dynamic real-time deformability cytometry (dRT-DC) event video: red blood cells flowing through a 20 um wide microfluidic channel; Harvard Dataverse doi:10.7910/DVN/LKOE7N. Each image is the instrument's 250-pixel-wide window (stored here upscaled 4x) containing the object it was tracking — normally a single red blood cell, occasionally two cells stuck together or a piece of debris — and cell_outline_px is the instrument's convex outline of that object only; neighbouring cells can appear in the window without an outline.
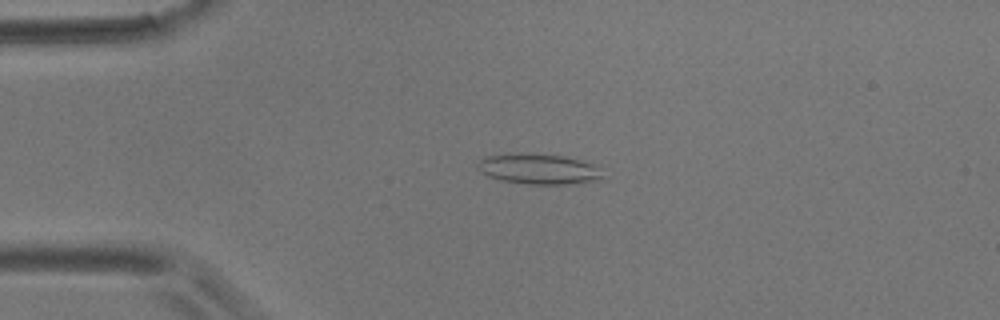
{"species": "common noctule bat (a hibernating species)", "species_latin": "Nyctalus noctula", "temperature_condition": "room temperature", "stored_images_in_passage": 4, "camera_frame_rate_fps": 3000, "um_per_image_px": 0.085, "animal": {"sex": "male", "body_mass_g": 17.9}, "frame": {"image": 1, "passage_image": 3, "time_ms": 3.667, "image_size_px": [1000, 320], "cell_outline_px": [[604, 180], [572, 184], [528, 184], [504, 180], [488, 176], [480, 172], [476, 168], [476, 164], [480, 160], [488, 156], [520, 152], [564, 156], [580, 160], [592, 164], [604, 176]], "centroid_in_image_um": [45.79, 14.36], "position_along_channel_um": 39.2, "area_um2": 22.25}}